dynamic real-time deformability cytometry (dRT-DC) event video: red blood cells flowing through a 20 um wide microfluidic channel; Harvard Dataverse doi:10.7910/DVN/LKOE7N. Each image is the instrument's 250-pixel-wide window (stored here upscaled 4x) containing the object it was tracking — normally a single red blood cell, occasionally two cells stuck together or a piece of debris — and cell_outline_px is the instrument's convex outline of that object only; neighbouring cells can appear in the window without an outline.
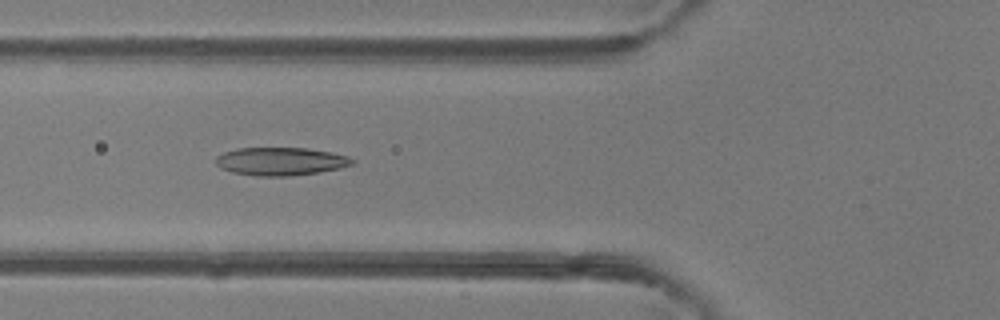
{"species": "common noctule bat (a hibernating species)", "species_latin": "Nyctalus noctula", "temperature_condition": "room temperature", "stored_images_in_passage": 32, "camera_frame_rate_fps": 3000, "um_per_image_px": 0.085, "animal": {"sex": "female"}, "frame": {"image": 1, "passage_image": 7, "time_ms": 2.0, "image_size_px": [1000, 320], "cell_outline_px": [[356, 160], [352, 164], [340, 168], [320, 172], [288, 176], [256, 176], [232, 172], [220, 168], [216, 164], [216, 156], [224, 152], [236, 148], [308, 148], [332, 152], [348, 156]], "centroid_in_image_um": [23.86, 13.71], "position_along_channel_um": 101.9, "area_um2": 22.43}}
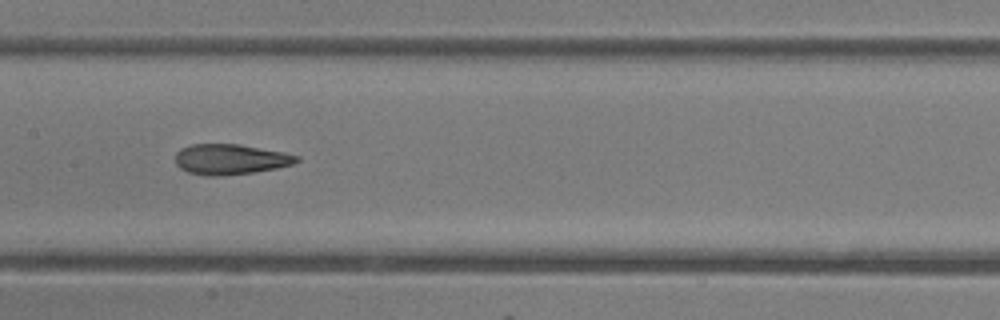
{"frame": {"image": 2, "passage_image": 13, "time_ms": 4.0, "image_size_px": [1000, 320], "cell_outline_px": [[300, 160], [292, 164], [276, 168], [252, 172], [220, 176], [208, 176], [188, 172], [180, 168], [176, 164], [176, 152], [180, 148], [192, 144], [236, 144], [284, 152], [300, 156]], "centroid_in_image_um": [19.57, 13.54], "position_along_channel_um": 187.8, "area_um2": 21.39}}
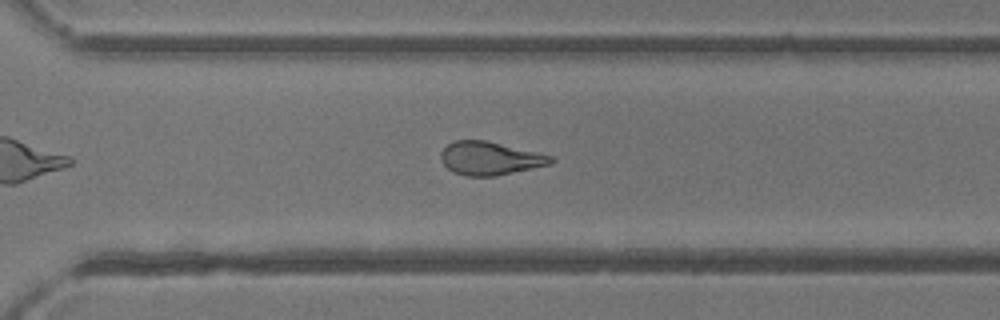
{"frame": {"image": 3, "passage_image": 23, "time_ms": 7.333, "image_size_px": [1000, 320], "cell_outline_px": [[556, 160], [552, 164], [496, 176], [468, 176], [452, 172], [444, 164], [440, 156], [440, 152], [448, 144], [456, 140], [484, 140], [536, 152], [552, 156]], "centroid_in_image_um": [41.65, 13.47], "position_along_channel_um": 329.0, "area_um2": 21.21}, "authors_computed_cell_mechanics": {"area_um2": 21.8773, "velocity_mm_per_s": 4.2639, "shape_relaxation_time_tau1_ms": 8.9636, "shape_relaxation_time_tau2_ms": 1.9101, "deformation_change_tau1": 0.243, "deformation_change_tau2": 0.0913}}